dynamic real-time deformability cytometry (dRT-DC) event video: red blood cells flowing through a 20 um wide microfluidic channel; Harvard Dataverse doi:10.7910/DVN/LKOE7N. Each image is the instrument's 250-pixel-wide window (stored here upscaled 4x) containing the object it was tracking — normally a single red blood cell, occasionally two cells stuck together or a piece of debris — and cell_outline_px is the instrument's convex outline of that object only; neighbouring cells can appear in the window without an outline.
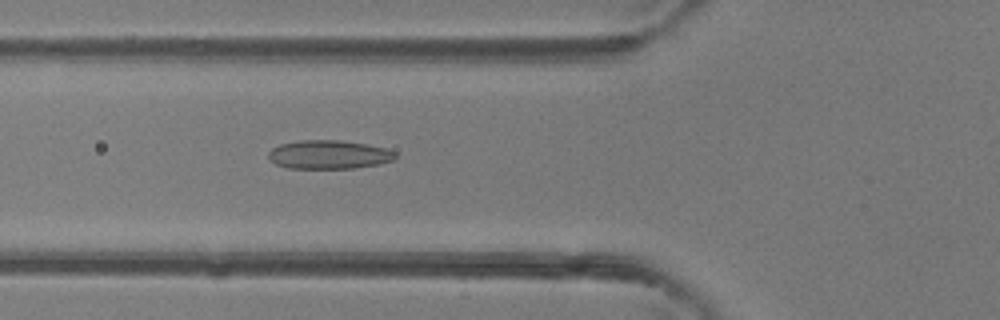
{"species": "common noctule bat (a hibernating species)", "species_latin": "Nyctalus noctula", "temperature_condition": "room temperature", "stored_images_in_passage": 46, "camera_frame_rate_fps": 3000, "um_per_image_px": 0.085, "animal": {"sex": "female"}, "frame": {"image": 1, "passage_image": 17, "time_ms": 5.333, "image_size_px": [1000, 320], "cell_outline_px": [[396, 160], [380, 164], [356, 168], [288, 168], [276, 164], [268, 160], [268, 152], [272, 148], [280, 144], [300, 140], [340, 140], [368, 144], [388, 148], [396, 152]], "centroid_in_image_um": [27.99, 13.14], "position_along_channel_um": 97.8, "area_um2": 21.56}}
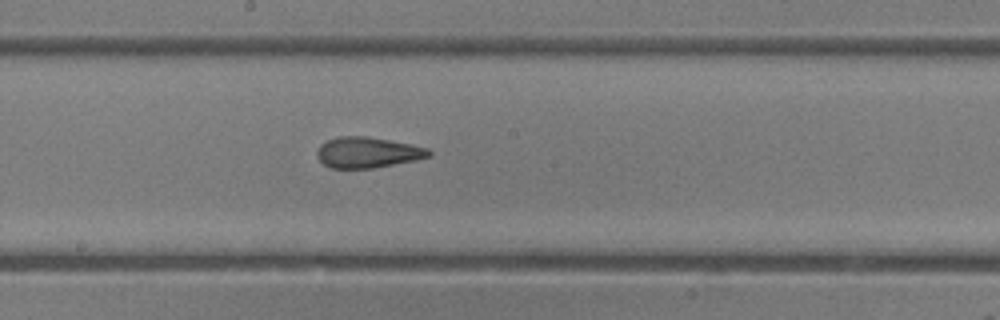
{"frame": {"image": 2, "passage_image": 25, "time_ms": 8.0, "image_size_px": [1000, 320], "cell_outline_px": [[432, 156], [416, 160], [372, 168], [332, 168], [324, 164], [316, 156], [316, 152], [320, 144], [328, 140], [340, 136], [368, 136], [412, 144], [428, 148], [432, 152]], "centroid_in_image_um": [31.26, 12.95], "position_along_channel_um": 216.9, "area_um2": 20.11}}
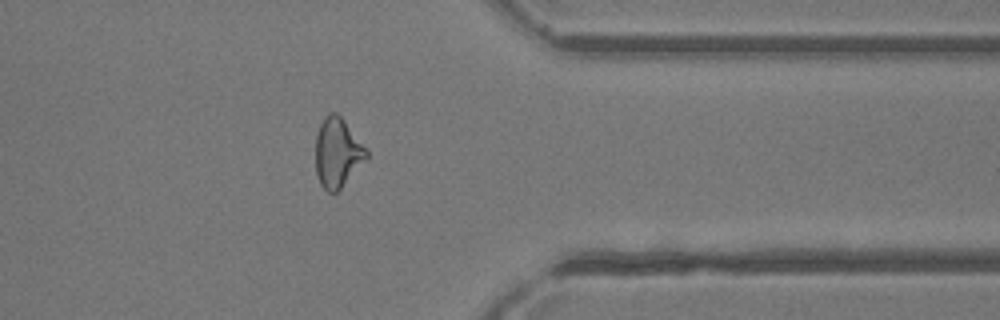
{"frame": {"image": 3, "passage_image": 37, "time_ms": 12.0, "image_size_px": [1000, 320], "cell_outline_px": [[368, 156], [340, 188], [336, 192], [328, 192], [320, 184], [316, 172], [316, 136], [320, 124], [324, 116], [328, 112], [336, 112], [344, 120], [368, 152]], "centroid_in_image_um": [28.65, 12.95], "position_along_channel_um": 382.8, "area_um2": 20.11}, "authors_computed_cell_mechanics": {"area_um2": 21.3282, "velocity_mm_per_s": 4.4434, "shape_relaxation_time_tau1_ms": 7.1327, "shape_relaxation_time_tau2_ms": 1.9084, "deformation_change_tau1": 0.1714, "deformation_change_tau2": 0.1004}}